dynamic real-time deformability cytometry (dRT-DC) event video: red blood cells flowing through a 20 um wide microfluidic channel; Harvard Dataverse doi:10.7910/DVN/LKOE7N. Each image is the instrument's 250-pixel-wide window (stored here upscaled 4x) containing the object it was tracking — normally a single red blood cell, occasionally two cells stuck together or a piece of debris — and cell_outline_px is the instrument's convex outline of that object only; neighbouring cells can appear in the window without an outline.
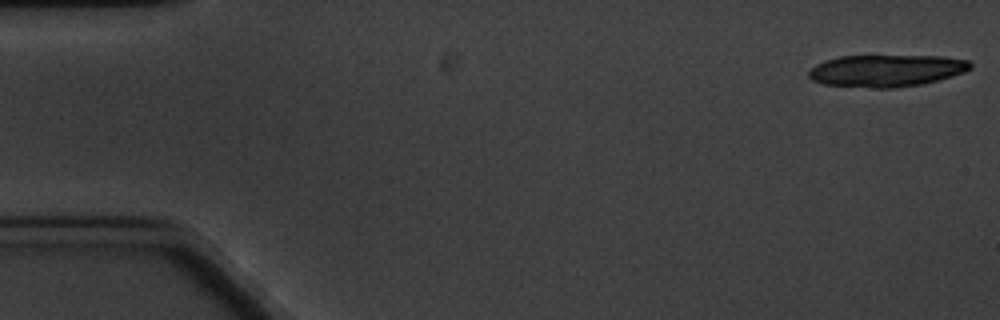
{"species": "common noctule bat (a hibernating species)", "species_latin": "Nyctalus noctula", "temperature_condition": "cold", "stored_images_in_passage": 8, "camera_frame_rate_fps": 3000, "um_per_image_px": 0.085, "animal": {"sex": "male", "body_mass_g": 20.1, "forearm_length_mm": 53.5}, "frame": {"image": 1, "passage_image": 1, "time_ms": 0.0, "image_size_px": [1000, 320], "cell_outline_px": [[972, 68], [964, 72], [952, 76], [920, 84], [892, 88], [876, 88], [824, 84], [812, 80], [808, 76], [808, 72], [816, 64], [824, 60], [840, 56], [944, 56], [968, 60], [972, 64]], "centroid_in_image_um": [75.34, 5.99], "position_along_channel_um": 9.7, "area_um2": 30.06}}
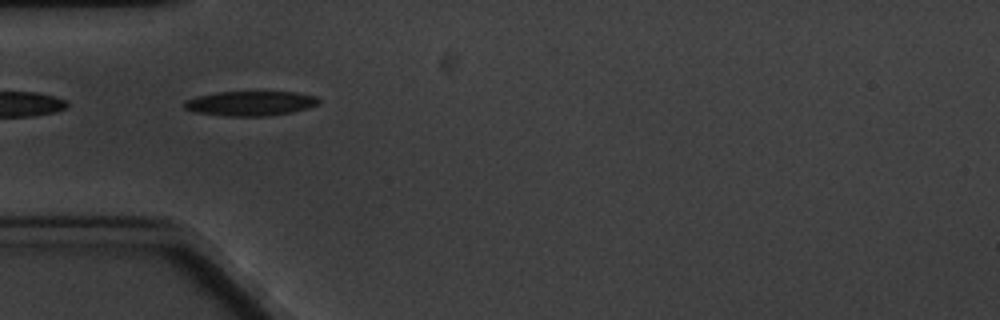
{"frame": {"image": 2, "passage_image": 6, "time_ms": 5.667, "image_size_px": [1000, 320], "cell_outline_px": [[320, 100], [316, 104], [308, 108], [292, 112], [268, 116], [224, 116], [196, 112], [184, 108], [184, 100], [196, 96], [216, 92], [296, 92], [316, 96]], "centroid_in_image_um": [21.26, 8.79], "position_along_channel_um": 63.7, "area_um2": 19.36}}